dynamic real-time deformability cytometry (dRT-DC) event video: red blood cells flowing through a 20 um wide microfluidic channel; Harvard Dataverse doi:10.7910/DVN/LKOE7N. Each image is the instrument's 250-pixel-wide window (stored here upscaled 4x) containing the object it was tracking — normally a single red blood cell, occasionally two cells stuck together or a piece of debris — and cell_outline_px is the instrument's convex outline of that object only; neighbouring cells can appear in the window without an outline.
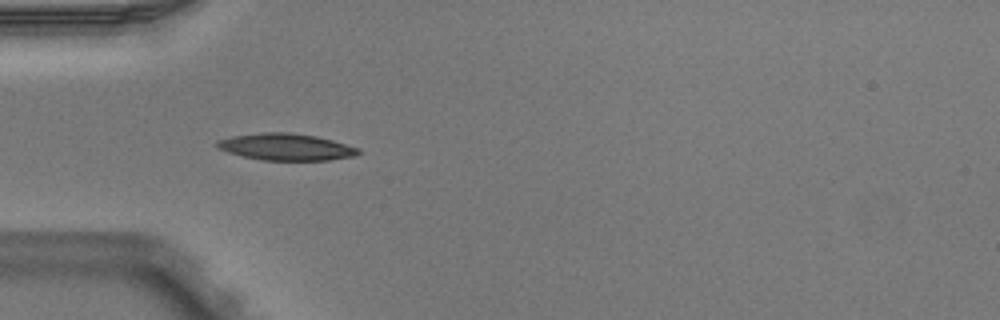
{"species": "Egyptian fruit bat (a non-hibernating species)", "species_latin": "Rousettus aegyptiacus", "temperature_condition": "warm", "stored_images_in_passage": 6, "camera_frame_rate_fps": 3000, "um_per_image_px": 0.085, "animal": {"sex": "male"}, "frame": {"image": 1, "passage_image": 4, "time_ms": 1.0, "image_size_px": [1000, 320], "cell_outline_px": [[360, 152], [352, 156], [328, 160], [264, 160], [244, 156], [228, 152], [216, 148], [216, 140], [232, 136], [264, 132], [288, 132], [316, 136], [332, 140], [360, 148]], "centroid_in_image_um": [24.29, 12.48], "position_along_channel_um": 60.7, "area_um2": 21.91}}
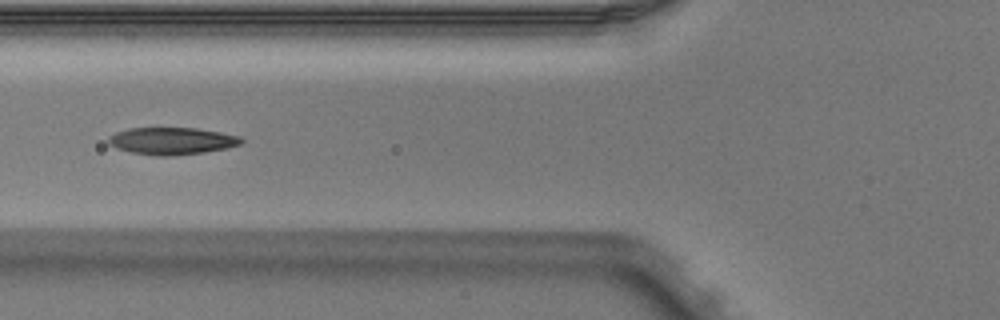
{"frame": {"image": 2, "passage_image": 5, "time_ms": 1.333, "image_size_px": [1000, 320], "cell_outline_px": [[244, 140], [240, 144], [228, 148], [204, 152], [168, 156], [156, 156], [132, 152], [116, 148], [108, 144], [108, 136], [116, 132], [128, 128], [196, 128], [220, 132], [240, 136]], "centroid_in_image_um": [14.6, 11.98], "position_along_channel_um": 111.2, "area_um2": 21.04}}
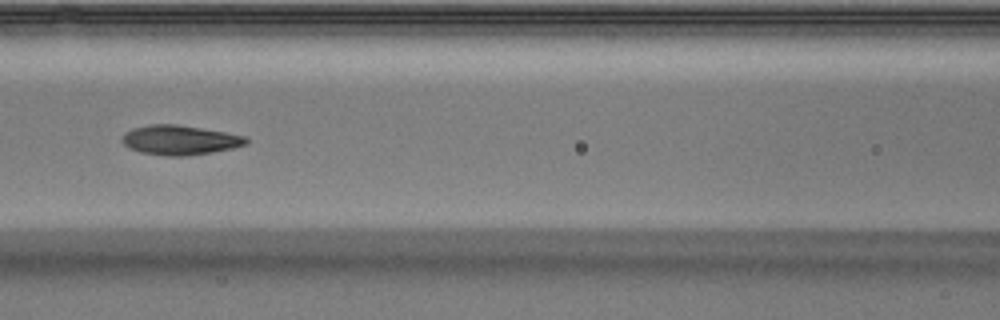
{"frame": {"image": 3, "passage_image": 6, "time_ms": 1.667, "image_size_px": [1000, 320], "cell_outline_px": [[248, 140], [244, 144], [232, 148], [212, 152], [184, 156], [168, 156], [140, 152], [124, 144], [120, 140], [124, 132], [132, 128], [148, 124], [176, 124], [224, 132], [244, 136]], "centroid_in_image_um": [15.22, 11.89], "position_along_channel_um": 151.4, "area_um2": 21.15}}